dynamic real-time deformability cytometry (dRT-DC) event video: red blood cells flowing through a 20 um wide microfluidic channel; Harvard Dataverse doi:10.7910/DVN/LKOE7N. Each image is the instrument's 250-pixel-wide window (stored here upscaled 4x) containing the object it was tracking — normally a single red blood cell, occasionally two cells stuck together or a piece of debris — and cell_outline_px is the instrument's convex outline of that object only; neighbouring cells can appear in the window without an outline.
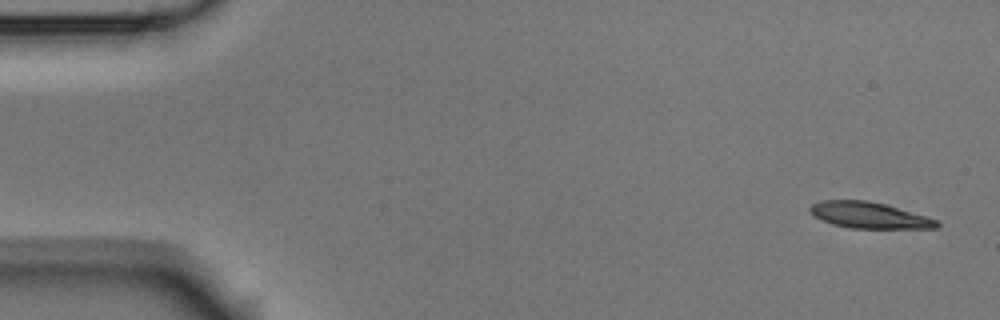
{"species": "Egyptian fruit bat (a non-hibernating species)", "species_latin": "Rousettus aegyptiacus", "temperature_condition": "room temperature", "stored_images_in_passage": 6, "camera_frame_rate_fps": 3000, "um_per_image_px": 0.085, "animal": {"sex": "male"}, "frame": {"image": 1, "passage_image": 1, "time_ms": 0.0, "image_size_px": [1000, 320], "cell_outline_px": [[940, 224], [936, 228], [852, 228], [832, 224], [808, 212], [808, 208], [812, 204], [820, 200], [868, 200], [884, 204], [940, 220]], "centroid_in_image_um": [73.88, 18.29], "position_along_channel_um": 11.1, "area_um2": 19.25}}
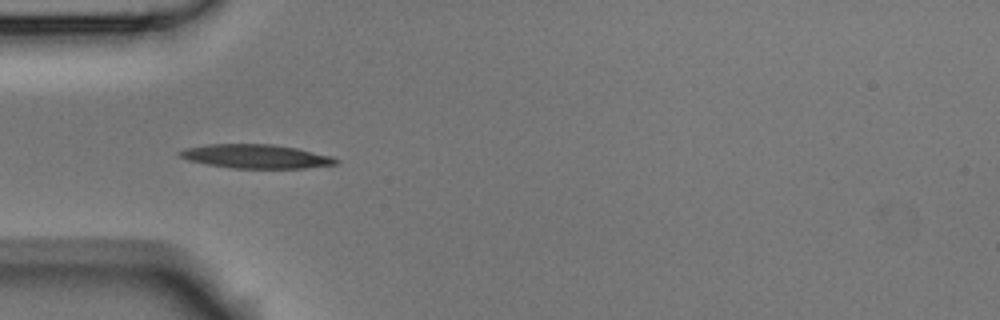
{"frame": {"image": 2, "passage_image": 5, "time_ms": 1.333, "image_size_px": [1000, 320], "cell_outline_px": [[340, 164], [304, 168], [232, 168], [208, 164], [188, 160], [180, 156], [176, 152], [184, 148], [208, 144], [272, 144], [296, 148], [332, 156], [340, 160]], "centroid_in_image_um": [21.77, 13.29], "position_along_channel_um": 63.2, "area_um2": 21.79}}
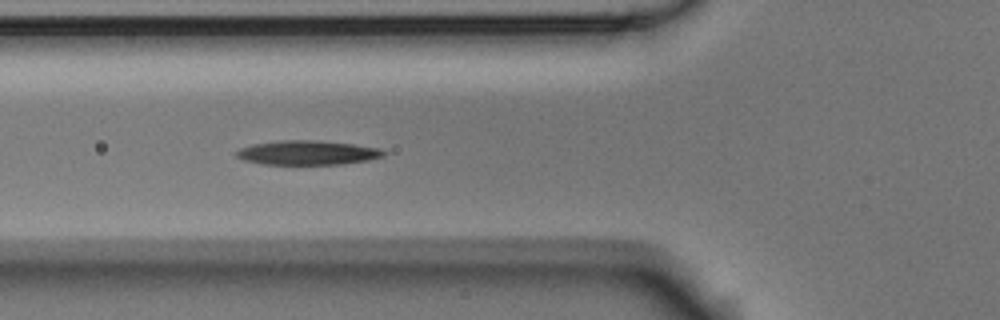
{"frame": {"image": 3, "passage_image": 6, "time_ms": 1.667, "image_size_px": [1000, 320], "cell_outline_px": [[388, 152], [384, 156], [368, 160], [344, 164], [264, 164], [244, 160], [236, 156], [236, 152], [240, 148], [252, 144], [276, 140], [320, 140], [352, 144], [380, 148]], "centroid_in_image_um": [26.16, 12.97], "position_along_channel_um": 99.6, "area_um2": 20.98}}